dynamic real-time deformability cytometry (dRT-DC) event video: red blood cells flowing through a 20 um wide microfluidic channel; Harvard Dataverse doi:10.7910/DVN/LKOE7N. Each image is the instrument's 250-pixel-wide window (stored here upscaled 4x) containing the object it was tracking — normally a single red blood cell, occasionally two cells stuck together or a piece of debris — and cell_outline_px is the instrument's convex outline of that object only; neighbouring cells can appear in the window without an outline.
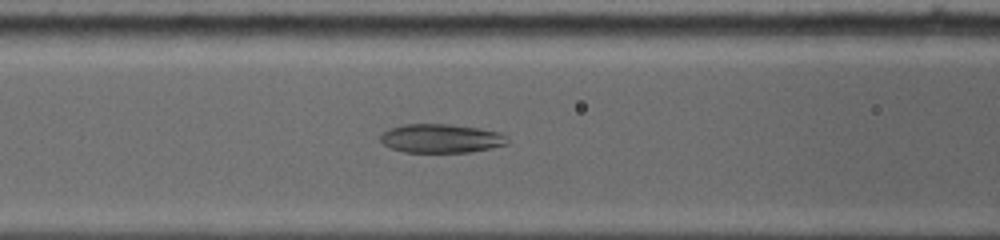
{"species": "common noctule bat (a hibernating species)", "species_latin": "Nyctalus noctula", "temperature_condition": "warm", "stored_images_in_passage": 32, "camera_frame_rate_fps": 5000, "um_per_image_px": 0.085, "animal": {"sex": "female", "body_mass_g": 19.0, "forearm_length_mm": 53.3}, "frame": {"image": 1, "passage_image": 8, "time_ms": 3.8, "image_size_px": [1000, 240], "cell_outline_px": [[508, 144], [468, 152], [404, 152], [392, 148], [384, 144], [380, 140], [380, 136], [388, 128], [404, 124], [452, 124], [500, 132], [508, 136]], "centroid_in_image_um": [37.49, 11.76], "position_along_channel_um": 129.1, "area_um2": 21.27}}
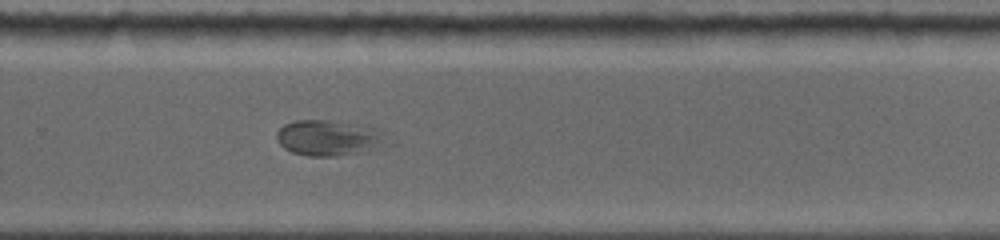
{"frame": {"image": 2, "passage_image": 15, "time_ms": 8.2, "image_size_px": [1000, 240], "cell_outline_px": [[376, 140], [360, 152], [336, 156], [308, 156], [292, 152], [284, 148], [280, 144], [276, 136], [276, 132], [284, 124], [296, 120], [328, 120], [368, 124], [372, 128], [376, 136]], "centroid_in_image_um": [27.64, 11.68], "position_along_channel_um": 302.2, "area_um2": 21.44}}
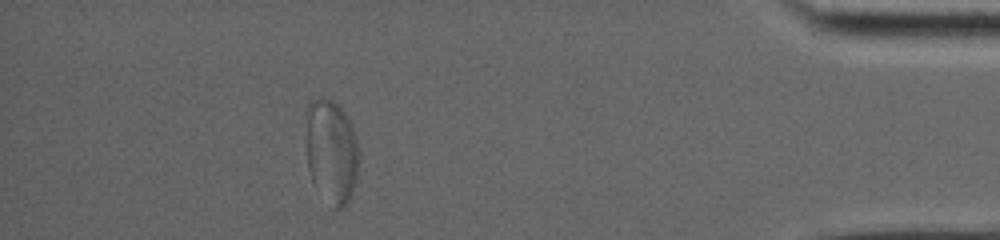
{"frame": {"image": 3, "passage_image": 32, "time_ms": 12.4, "image_size_px": [1000, 240], "cell_outline_px": [[360, 156], [356, 180], [348, 200], [344, 208], [332, 208], [312, 184], [308, 168], [308, 104], [312, 100], [320, 96], [332, 100], [344, 112], [352, 124]], "centroid_in_image_um": [28.2, 12.91], "position_along_channel_um": 407.0, "area_um2": 31.96}}